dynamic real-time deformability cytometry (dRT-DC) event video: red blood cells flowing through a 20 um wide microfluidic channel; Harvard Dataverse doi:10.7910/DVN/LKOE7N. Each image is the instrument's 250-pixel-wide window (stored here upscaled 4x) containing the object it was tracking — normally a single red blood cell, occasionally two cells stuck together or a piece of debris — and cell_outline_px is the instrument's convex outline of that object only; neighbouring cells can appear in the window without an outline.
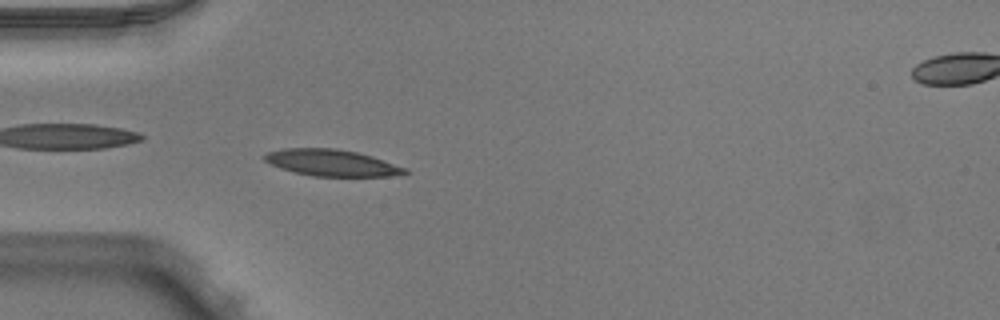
{"species": "Egyptian fruit bat (a non-hibernating species)", "species_latin": "Rousettus aegyptiacus", "temperature_condition": "warm", "stored_images_in_passage": 40, "camera_frame_rate_fps": 3000, "um_per_image_px": 0.085, "animal": {"sex": "male"}, "frame": {"image": 1, "passage_image": 4, "time_ms": 1.0, "image_size_px": [1000, 320], "cell_outline_px": [[408, 172], [388, 176], [312, 176], [280, 168], [264, 160], [264, 156], [268, 152], [284, 148], [336, 148], [356, 152], [372, 156], [408, 168]], "centroid_in_image_um": [28.2, 13.83], "position_along_channel_um": 56.8, "area_um2": 21.5}}
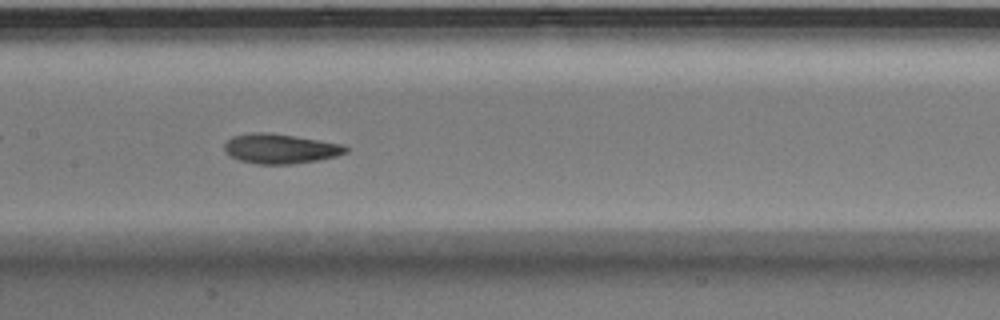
{"frame": {"image": 2, "passage_image": 14, "time_ms": 4.333, "image_size_px": [1000, 320], "cell_outline_px": [[348, 152], [336, 156], [316, 160], [292, 164], [256, 164], [240, 160], [232, 156], [224, 148], [224, 144], [232, 136], [252, 132], [268, 132], [340, 144], [348, 148]], "centroid_in_image_um": [23.8, 12.64], "position_along_channel_um": 183.6, "area_um2": 20.63}}
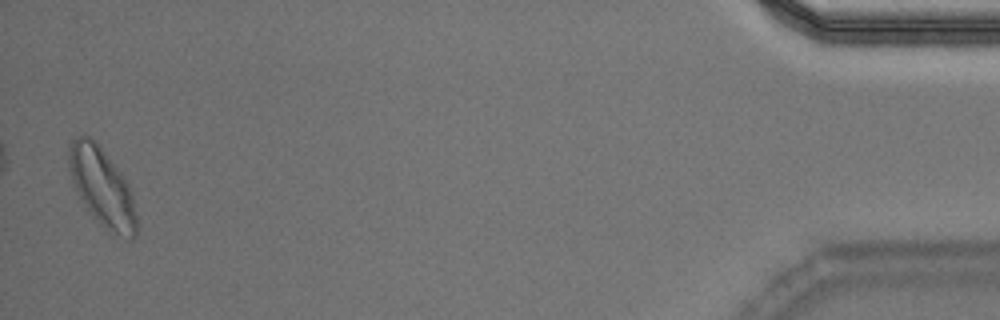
{"frame": {"image": 3, "passage_image": 39, "time_ms": 12.667, "image_size_px": [1000, 320], "cell_outline_px": [[136, 236], [132, 240], [112, 236], [92, 216], [80, 200], [76, 192], [68, 168], [68, 148], [72, 140], [80, 136], [88, 136], [96, 140], [124, 176], [128, 184], [132, 196], [136, 216]], "centroid_in_image_um": [8.67, 15.94], "position_along_channel_um": 426.5, "area_um2": 31.44}, "authors_computed_cell_mechanics": {"area_um2": 21.0681, "velocity_mm_per_s": 3.9499, "shape_relaxation_time_tau1_ms": 2.691, "shape_relaxation_time_tau2_ms": 1.9466, "deformation_change_tau1": 0.1424, "deformation_change_tau2": 0.064}}